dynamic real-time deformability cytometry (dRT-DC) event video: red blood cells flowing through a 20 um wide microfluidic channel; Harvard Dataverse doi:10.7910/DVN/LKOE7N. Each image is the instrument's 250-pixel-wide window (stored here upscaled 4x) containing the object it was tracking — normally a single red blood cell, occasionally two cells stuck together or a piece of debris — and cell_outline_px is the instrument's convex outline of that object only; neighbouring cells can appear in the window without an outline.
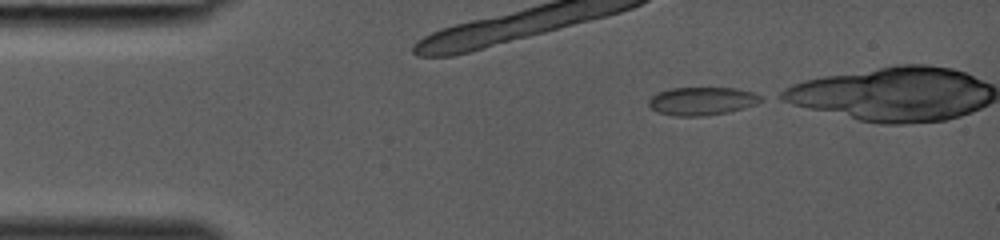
{"species": "common noctule bat (a hibernating species)", "species_latin": "Nyctalus noctula", "temperature_condition": "room temperature", "stored_images_in_passage": 15, "camera_frame_rate_fps": 3000, "um_per_image_px": 0.085, "animal": {"sex": "female", "body_mass_g": 19.0, "forearm_length_mm": 53.3}, "frame": {"image": 1, "passage_image": 1, "time_ms": 0.0, "image_size_px": [1000, 240], "cell_outline_px": [[764, 100], [756, 104], [744, 108], [728, 112], [704, 116], [676, 116], [656, 112], [648, 104], [648, 100], [656, 92], [668, 88], [736, 88], [752, 92], [764, 96]], "centroid_in_image_um": [59.67, 8.59], "position_along_channel_um": 25.3, "area_um2": 18.61}}